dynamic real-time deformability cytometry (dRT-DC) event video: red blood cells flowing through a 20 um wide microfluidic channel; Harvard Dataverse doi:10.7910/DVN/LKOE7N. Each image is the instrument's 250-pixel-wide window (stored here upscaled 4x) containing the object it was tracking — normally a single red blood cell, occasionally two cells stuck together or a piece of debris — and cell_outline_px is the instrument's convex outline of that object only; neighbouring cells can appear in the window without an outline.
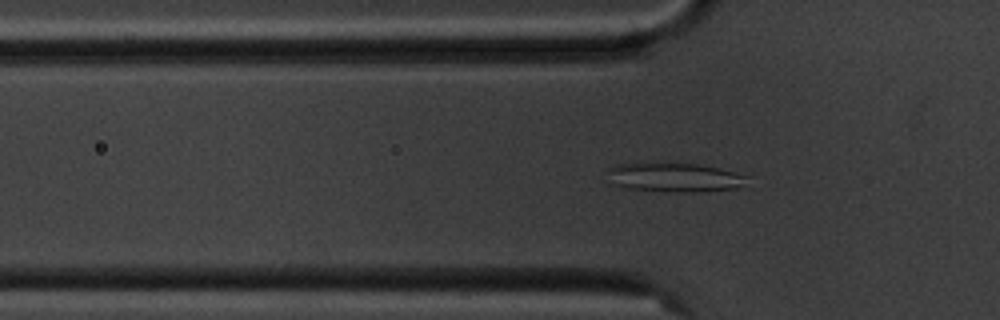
{"species": "common noctule bat (a hibernating species)", "species_latin": "Nyctalus noctula", "temperature_condition": "cold", "stored_images_in_passage": 56, "camera_frame_rate_fps": 3000, "um_per_image_px": 0.085, "animal": {"sex": "male", "body_mass_g": 20.1, "forearm_length_mm": 53.5}, "frame": {"image": 1, "passage_image": 17, "time_ms": 5.333, "image_size_px": [1000, 320], "cell_outline_px": [[748, 176], [736, 188], [704, 192], [672, 192], [628, 188], [612, 184], [608, 168], [616, 164], [696, 164], [720, 168]], "centroid_in_image_um": [57.33, 15.09], "position_along_channel_um": 68.5, "area_um2": 23.12}}
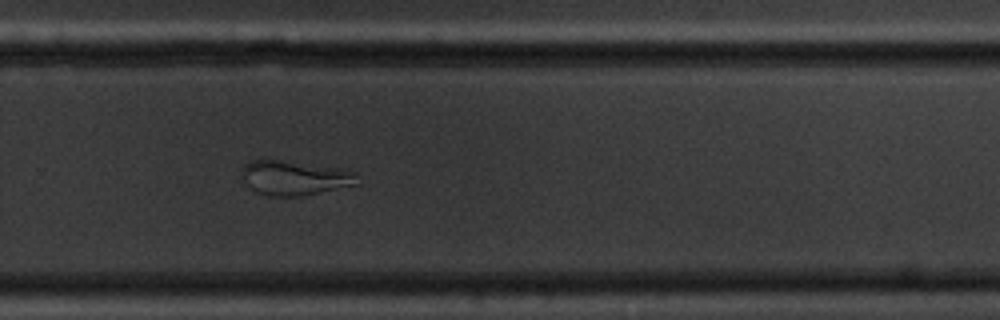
{"frame": {"image": 2, "passage_image": 37, "time_ms": 12.0, "image_size_px": [1000, 320], "cell_outline_px": [[356, 184], [304, 196], [272, 196], [256, 192], [244, 184], [240, 172], [244, 164], [252, 160], [280, 160], [340, 168], [356, 172]], "centroid_in_image_um": [24.97, 15.12], "position_along_channel_um": 304.8, "area_um2": 23.24}}
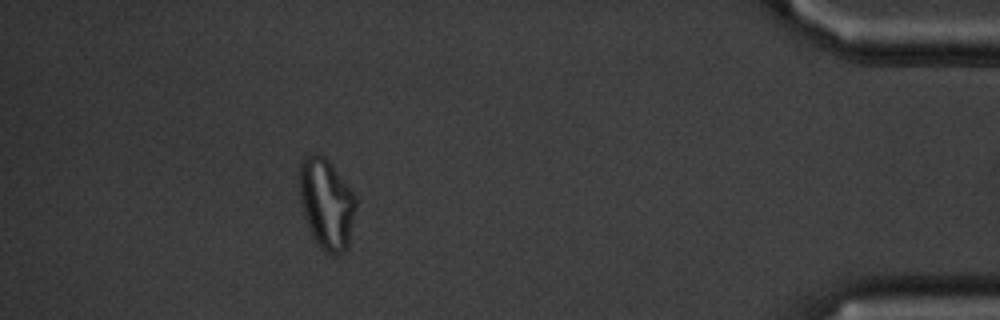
{"frame": {"image": 3, "passage_image": 50, "time_ms": 16.333, "image_size_px": [1000, 320], "cell_outline_px": [[356, 208], [348, 248], [340, 256], [332, 256], [324, 252], [312, 236], [304, 216], [300, 204], [300, 160], [304, 156], [316, 152], [324, 156], [328, 160], [356, 196]], "centroid_in_image_um": [27.76, 17.35], "position_along_channel_um": 407.4, "area_um2": 30.11}, "authors_computed_cell_mechanics": {"area_um2": 27.8596, "velocity_mm_per_s": 3.5494, "shape_relaxation_time_tau1_ms": null, "shape_relaxation_time_tau2_ms": 1.5524, "deformation_change_tau1": null, "deformation_change_tau2": 0.0893}}